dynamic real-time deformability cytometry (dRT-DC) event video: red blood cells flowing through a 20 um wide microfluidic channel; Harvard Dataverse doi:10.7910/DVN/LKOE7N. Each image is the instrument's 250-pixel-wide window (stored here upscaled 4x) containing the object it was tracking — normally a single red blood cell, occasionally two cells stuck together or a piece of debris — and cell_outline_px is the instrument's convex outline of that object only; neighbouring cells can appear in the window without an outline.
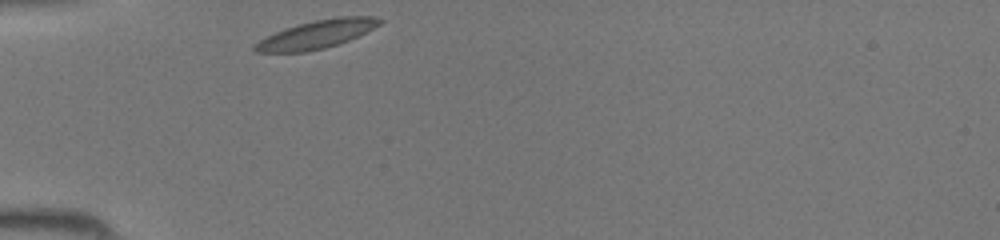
{"species": "common noctule bat (a hibernating species)", "species_latin": "Nyctalus noctula", "temperature_condition": "room temperature", "stored_images_in_passage": 26, "camera_frame_rate_fps": 3000, "um_per_image_px": 0.085, "animal": {"sex": "female", "body_mass_g": 19.5, "forearm_length_mm": 54.1}, "frame": {"image": 1, "passage_image": 1, "time_ms": 0.0, "image_size_px": [1000, 240], "cell_outline_px": [[384, 20], [380, 24], [348, 40], [324, 48], [304, 52], [256, 52], [252, 48], [252, 44], [284, 28], [316, 20], [336, 16], [376, 16]], "centroid_in_image_um": [26.9, 2.91], "position_along_channel_um": 58.1, "area_um2": 20.23}}
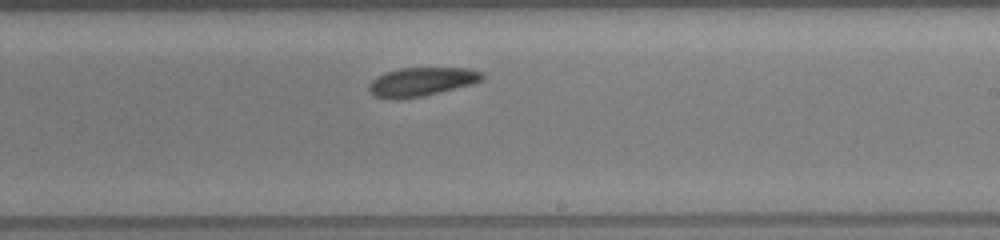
{"frame": {"image": 2, "passage_image": 15, "time_ms": 4.667, "image_size_px": [1000, 240], "cell_outline_px": [[484, 76], [480, 80], [472, 84], [424, 96], [372, 96], [368, 92], [368, 84], [376, 76], [384, 72], [400, 68], [468, 68], [484, 72]], "centroid_in_image_um": [35.85, 6.9], "position_along_channel_um": 253.2, "area_um2": 18.5}}
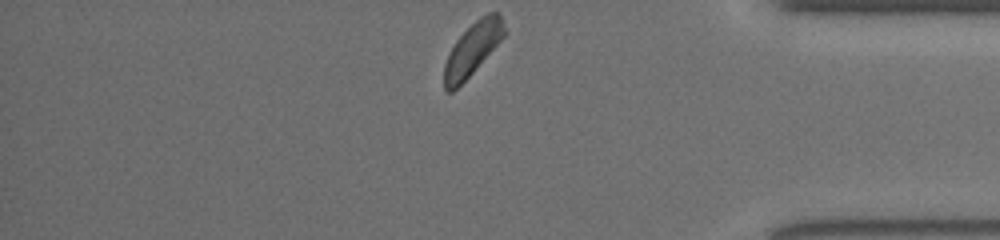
{"frame": {"image": 3, "passage_image": 26, "time_ms": 8.333, "image_size_px": [1000, 240], "cell_outline_px": [[508, 32], [472, 72], [452, 92], [448, 92], [444, 88], [444, 64], [456, 40], [480, 16], [488, 12], [500, 12]], "centroid_in_image_um": [40.2, 4.11], "position_along_channel_um": 395.0, "area_um2": 18.15}}